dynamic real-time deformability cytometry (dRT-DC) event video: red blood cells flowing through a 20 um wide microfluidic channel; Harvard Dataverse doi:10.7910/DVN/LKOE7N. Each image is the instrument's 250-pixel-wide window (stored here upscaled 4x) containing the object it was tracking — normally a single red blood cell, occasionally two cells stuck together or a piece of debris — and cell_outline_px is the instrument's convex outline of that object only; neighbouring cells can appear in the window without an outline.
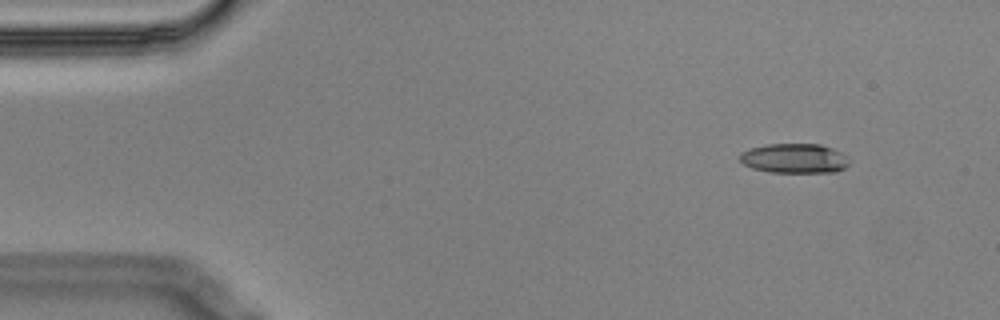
{"species": "Egyptian fruit bat (a non-hibernating species)", "species_latin": "Rousettus aegyptiacus", "temperature_condition": "cold", "stored_images_in_passage": 4, "camera_frame_rate_fps": 3000, "um_per_image_px": 0.085, "animal": {"sex": "male"}, "frame": {"image": 1, "passage_image": 2, "time_ms": 0.333, "image_size_px": [1000, 320], "cell_outline_px": [[848, 164], [844, 168], [836, 172], [768, 172], [752, 168], [744, 164], [740, 160], [740, 152], [752, 148], [768, 144], [820, 144], [832, 148], [848, 156]], "centroid_in_image_um": [67.53, 13.46], "position_along_channel_um": 17.5, "area_um2": 18.84}}